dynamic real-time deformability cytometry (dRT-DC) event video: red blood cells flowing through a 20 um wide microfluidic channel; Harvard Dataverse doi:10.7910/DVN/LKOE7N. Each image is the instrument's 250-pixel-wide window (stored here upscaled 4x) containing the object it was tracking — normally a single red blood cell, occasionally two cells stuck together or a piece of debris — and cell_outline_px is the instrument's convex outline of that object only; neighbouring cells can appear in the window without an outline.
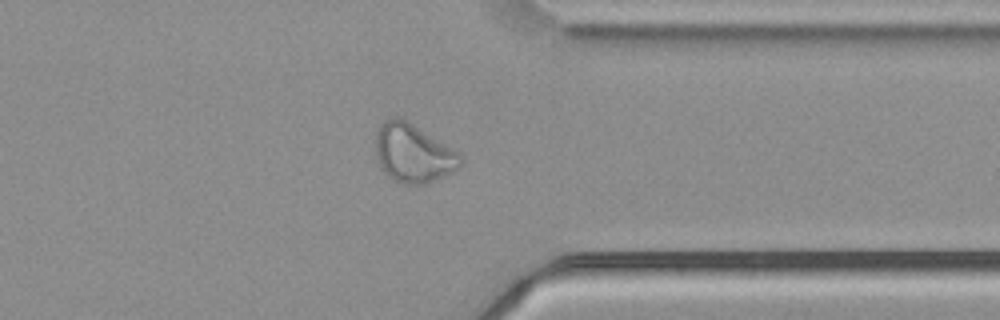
{"species": "common noctule bat (a hibernating species)", "species_latin": "Nyctalus noctula", "temperature_condition": "cold", "stored_images_in_passage": 52, "camera_frame_rate_fps": 3000, "um_per_image_px": 0.085, "animal": {"sex": "male", "body_mass_g": 21.5, "forearm_length_mm": 52.0}, "frame": {"image": 1, "passage_image": 40, "time_ms": 13.0, "image_size_px": [1000, 320], "cell_outline_px": [[464, 160], [452, 172], [444, 176], [424, 184], [404, 184], [388, 176], [380, 168], [376, 156], [376, 132], [380, 124], [384, 120], [392, 116], [396, 116], [404, 120], [444, 144], [456, 152]], "centroid_in_image_um": [35.06, 13.04], "position_along_channel_um": 376.3, "area_um2": 28.26}}
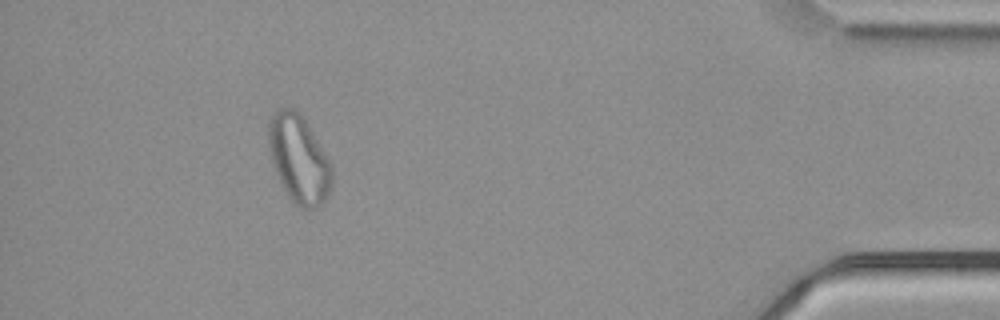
{"frame": {"image": 2, "passage_image": 47, "time_ms": 15.333, "image_size_px": [1000, 320], "cell_outline_px": [[332, 188], [328, 196], [316, 208], [300, 208], [288, 196], [272, 164], [268, 140], [268, 124], [272, 112], [276, 108], [292, 108], [300, 112], [332, 164]], "centroid_in_image_um": [25.41, 13.49], "position_along_channel_um": 409.8, "area_um2": 32.48}}